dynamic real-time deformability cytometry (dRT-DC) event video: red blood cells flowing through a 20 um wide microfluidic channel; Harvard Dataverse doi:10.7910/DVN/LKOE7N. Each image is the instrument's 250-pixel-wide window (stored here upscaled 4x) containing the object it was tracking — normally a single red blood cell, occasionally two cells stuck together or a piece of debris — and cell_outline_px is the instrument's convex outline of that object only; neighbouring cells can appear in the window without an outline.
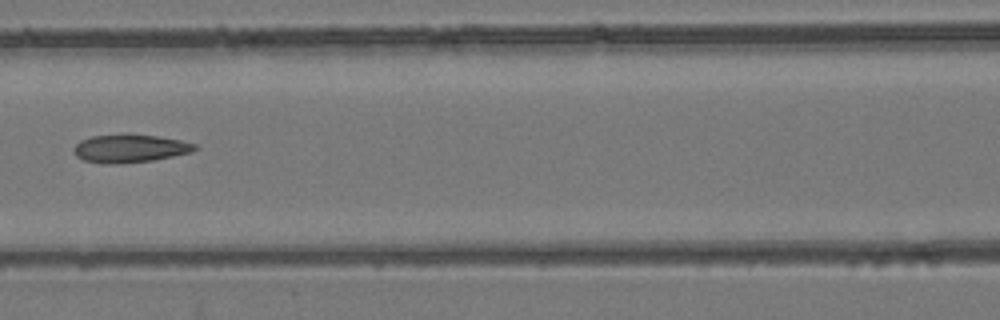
{"species": "common noctule bat (a hibernating species)", "species_latin": "Nyctalus noctula", "temperature_condition": "room temperature", "stored_images_in_passage": 8, "camera_frame_rate_fps": 3000, "um_per_image_px": 0.085, "animal": {"sex": "female", "body_mass_g": 24.6, "forearm_length_mm": 56.2}, "frame": {"image": 1, "passage_image": 8, "time_ms": 9.0, "image_size_px": [1000, 320], "cell_outline_px": [[200, 148], [192, 152], [152, 160], [116, 164], [100, 164], [84, 160], [76, 156], [72, 148], [80, 140], [92, 136], [124, 132], [128, 132], [160, 136], [180, 140], [196, 144]], "centroid_in_image_um": [11.03, 12.59], "position_along_channel_um": 155.6, "area_um2": 20.46}}